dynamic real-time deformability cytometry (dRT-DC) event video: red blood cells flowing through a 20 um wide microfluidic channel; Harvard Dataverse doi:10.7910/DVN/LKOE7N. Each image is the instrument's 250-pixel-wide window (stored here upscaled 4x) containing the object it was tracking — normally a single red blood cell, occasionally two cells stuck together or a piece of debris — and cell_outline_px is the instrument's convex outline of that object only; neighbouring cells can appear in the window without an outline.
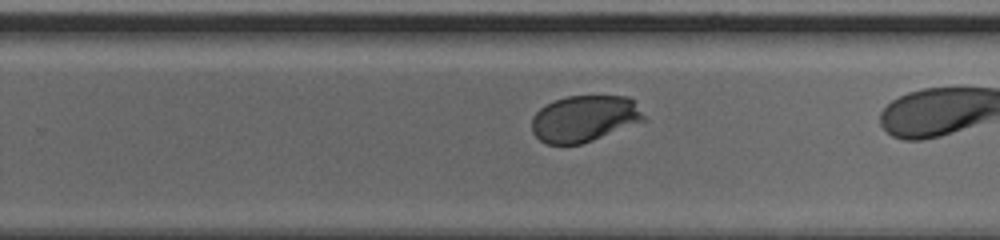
{"species": "human", "species_latin": "Homo sapiens", "temperature_condition": "cold", "stored_images_in_passage": 25, "camera_frame_rate_fps": 3000, "um_per_image_px": 0.085, "donor": {"sex": "male"}, "frame": {"image": 1, "passage_image": 18, "time_ms": 5.667, "image_size_px": [1000, 240], "cell_outline_px": [[648, 120], [592, 140], [580, 144], [548, 144], [540, 140], [532, 132], [532, 116], [540, 108], [556, 100], [568, 96], [628, 96], [632, 100]], "centroid_in_image_um": [49.68, 10.08], "position_along_channel_um": 280.1, "area_um2": 30.11}}